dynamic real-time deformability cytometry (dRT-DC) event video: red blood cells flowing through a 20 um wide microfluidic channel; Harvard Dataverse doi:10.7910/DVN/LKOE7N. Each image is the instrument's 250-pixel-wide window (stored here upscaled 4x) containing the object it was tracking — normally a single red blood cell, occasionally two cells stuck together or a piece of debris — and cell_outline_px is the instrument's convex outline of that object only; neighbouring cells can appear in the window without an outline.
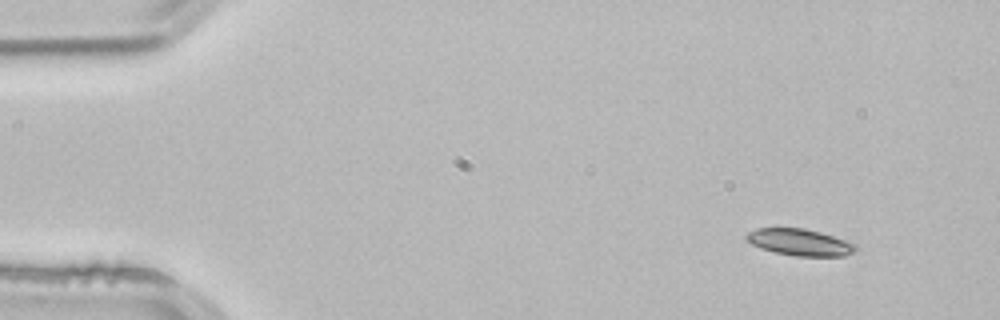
{"species": "common noctule bat (a hibernating species)", "species_latin": "Nyctalus noctula", "temperature_condition": "room temperature", "stored_images_in_passage": 3, "camera_frame_rate_fps": 3000, "um_per_image_px": 0.085, "animal": {"sex": "male", "body_mass_g": 21.5, "forearm_length_mm": 52.0}, "frame": {"image": 1, "passage_image": 1, "time_ms": 0.0, "image_size_px": [1000, 320], "cell_outline_px": [[856, 248], [852, 252], [844, 256], [796, 256], [776, 252], [760, 248], [752, 244], [744, 236], [748, 232], [756, 228], [804, 228], [820, 232], [856, 244]], "centroid_in_image_um": [67.95, 20.59], "position_along_channel_um": 17.0, "area_um2": 16.76}}
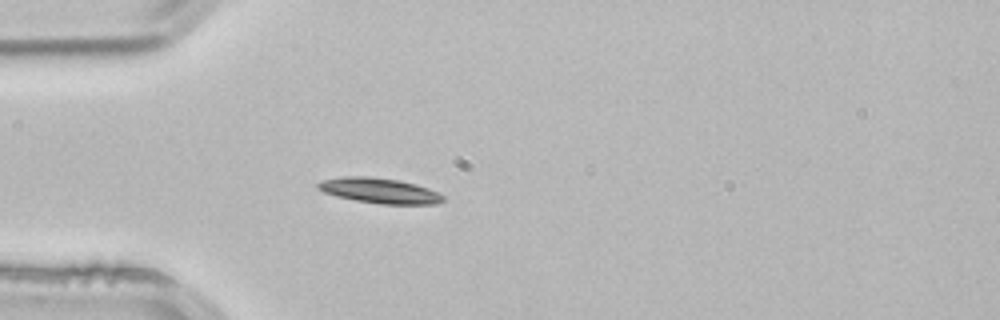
{"frame": {"image": 2, "passage_image": 3, "time_ms": 0.667, "image_size_px": [1000, 320], "cell_outline_px": [[444, 200], [436, 204], [380, 204], [356, 200], [336, 196], [324, 192], [316, 188], [316, 184], [320, 180], [340, 176], [368, 176], [400, 180], [416, 184], [440, 192], [444, 196]], "centroid_in_image_um": [32.25, 16.19], "position_along_channel_um": 52.8, "area_um2": 18.67}}